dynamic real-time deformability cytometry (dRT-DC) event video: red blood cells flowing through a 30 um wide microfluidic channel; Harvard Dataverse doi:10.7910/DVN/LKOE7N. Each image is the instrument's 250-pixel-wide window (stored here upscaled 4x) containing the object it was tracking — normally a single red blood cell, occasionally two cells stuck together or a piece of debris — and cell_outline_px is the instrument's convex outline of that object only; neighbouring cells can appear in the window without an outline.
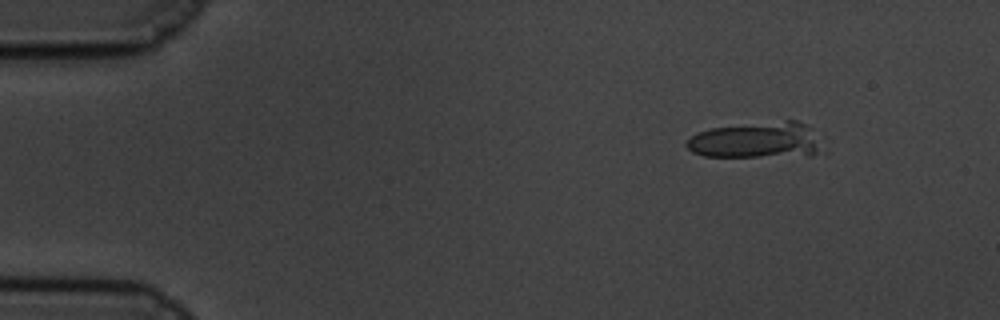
{"species": "common noctule bat (a hibernating species)", "species_latin": "Nyctalus noctula", "temperature_condition": "cold", "stored_images_in_passage": 17, "camera_frame_rate_fps": 3000, "um_per_image_px": 0.085, "animal": {"sex": "male", "body_mass_g": 19.5, "forearm_length_mm": 54.6}, "frame": {"image": 1, "passage_image": 8, "time_ms": 2.333, "image_size_px": [1000, 320], "cell_outline_px": [[824, 136], [820, 152], [812, 156], [704, 156], [692, 152], [684, 144], [692, 136], [700, 132], [712, 128], [784, 120], [796, 120], [812, 128]], "centroid_in_image_um": [64.45, 11.92], "position_along_channel_um": 20.6, "area_um2": 28.9}}